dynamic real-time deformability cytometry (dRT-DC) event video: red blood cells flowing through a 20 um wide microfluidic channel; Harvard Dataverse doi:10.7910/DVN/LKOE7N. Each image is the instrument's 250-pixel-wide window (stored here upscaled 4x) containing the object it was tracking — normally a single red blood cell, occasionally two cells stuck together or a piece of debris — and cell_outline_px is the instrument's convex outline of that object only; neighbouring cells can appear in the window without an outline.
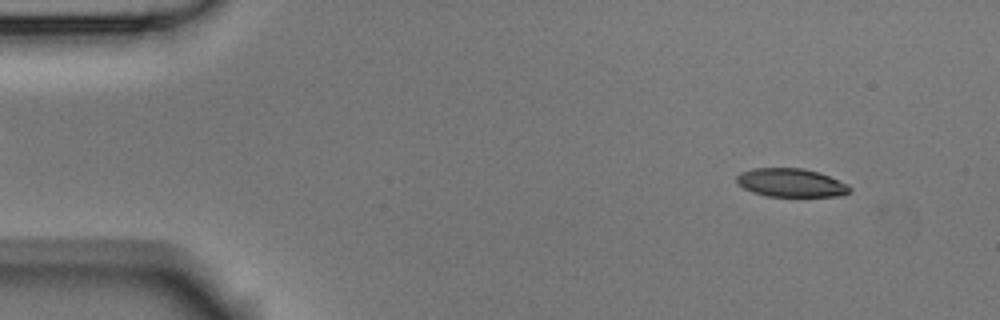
{"species": "Egyptian fruit bat (a non-hibernating species)", "species_latin": "Rousettus aegyptiacus", "temperature_condition": "room temperature", "stored_images_in_passage": 53, "camera_frame_rate_fps": 3000, "um_per_image_px": 0.085, "animal": {"sex": "male"}, "frame": {"image": 1, "passage_image": 5, "time_ms": 1.333, "image_size_px": [1000, 320], "cell_outline_px": [[852, 188], [844, 196], [768, 196], [752, 192], [744, 188], [736, 180], [736, 176], [740, 172], [752, 168], [804, 168], [828, 176], [848, 184]], "centroid_in_image_um": [67.23, 15.53], "position_along_channel_um": 17.8, "area_um2": 18.67}}
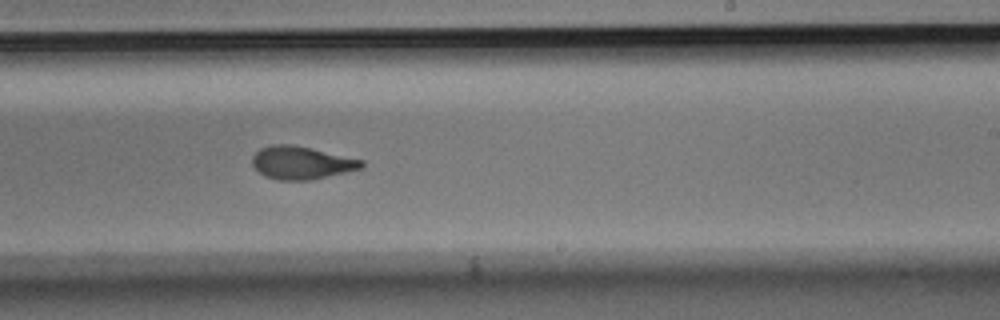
{"frame": {"image": 2, "passage_image": 32, "time_ms": 10.333, "image_size_px": [1000, 320], "cell_outline_px": [[364, 164], [360, 168], [344, 172], [308, 180], [280, 180], [264, 176], [252, 164], [252, 156], [260, 148], [272, 144], [292, 144], [312, 148], [364, 160]], "centroid_in_image_um": [25.59, 13.81], "position_along_channel_um": 263.4, "area_um2": 20.75}}
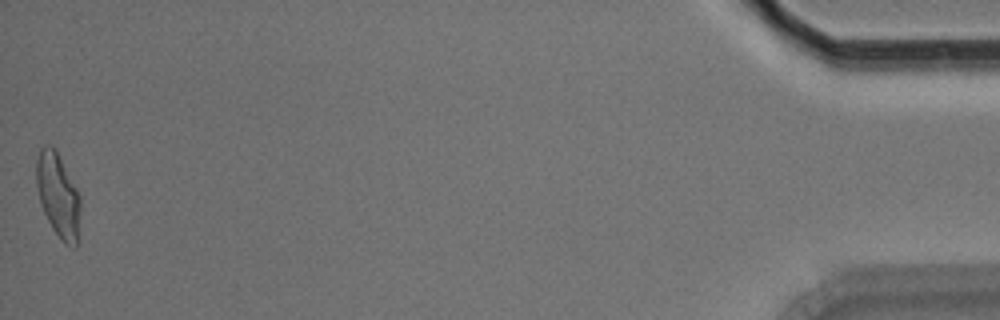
{"frame": {"image": 3, "passage_image": 53, "time_ms": 17.333, "image_size_px": [1000, 320], "cell_outline_px": [[80, 212], [76, 248], [72, 248], [64, 244], [52, 228], [40, 204], [36, 184], [36, 160], [40, 148], [44, 144], [48, 144], [56, 148], [80, 196]], "centroid_in_image_um": [4.92, 16.58], "position_along_channel_um": 430.3, "area_um2": 21.73}, "authors_computed_cell_mechanics": {"area_um2": 20.808, "velocity_mm_per_s": 3.7561, "shape_relaxation_time_tau1_ms": 4.6324, "shape_relaxation_time_tau2_ms": 1.8283, "deformation_change_tau1": 0.2105, "deformation_change_tau2": 0.0972}}